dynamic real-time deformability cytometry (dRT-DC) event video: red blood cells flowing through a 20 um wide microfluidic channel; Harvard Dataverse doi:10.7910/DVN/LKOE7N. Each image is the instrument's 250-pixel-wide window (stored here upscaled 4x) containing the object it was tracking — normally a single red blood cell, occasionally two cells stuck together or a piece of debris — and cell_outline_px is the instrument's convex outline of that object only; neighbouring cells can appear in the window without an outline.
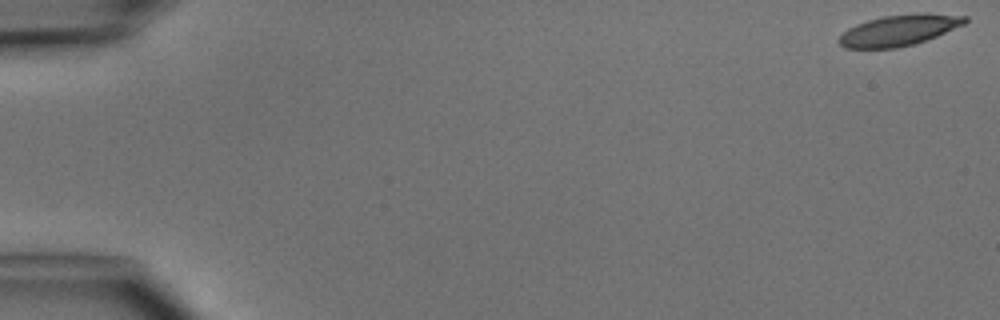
{"species": "common noctule bat (a hibernating species)", "species_latin": "Nyctalus noctula", "temperature_condition": "cold", "stored_images_in_passage": 4, "camera_frame_rate_fps": 3000, "um_per_image_px": 0.085, "animal": {"sex": "male", "body_mass_g": 15.6}, "frame": {"image": 1, "passage_image": 1, "time_ms": 0.0, "image_size_px": [1000, 320], "cell_outline_px": [[968, 20], [964, 24], [936, 36], [912, 44], [896, 48], [844, 48], [836, 40], [848, 28], [856, 24], [868, 20], [884, 16], [920, 12], [928, 12], [968, 16]], "centroid_in_image_um": [76.42, 2.55], "position_along_channel_um": 8.6, "area_um2": 22.72}}
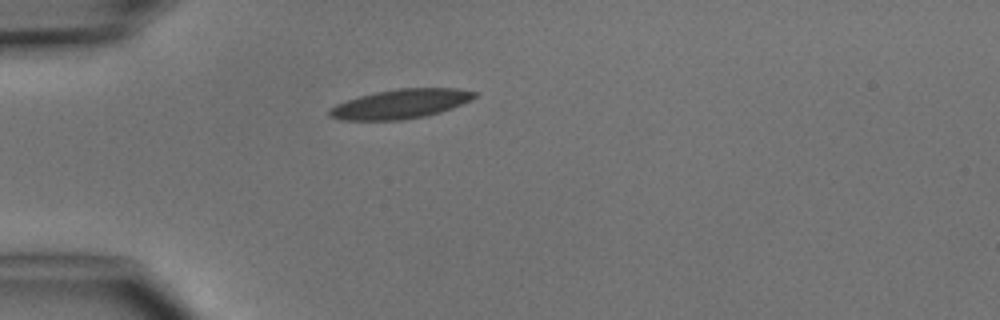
{"frame": {"image": 2, "passage_image": 4, "time_ms": 4.333, "image_size_px": [1000, 320], "cell_outline_px": [[476, 96], [472, 100], [452, 108], [428, 116], [400, 120], [340, 120], [328, 116], [328, 108], [336, 104], [360, 96], [376, 92], [396, 88], [460, 88], [476, 92]], "centroid_in_image_um": [34.05, 8.83], "position_along_channel_um": 50.9, "area_um2": 24.97}}